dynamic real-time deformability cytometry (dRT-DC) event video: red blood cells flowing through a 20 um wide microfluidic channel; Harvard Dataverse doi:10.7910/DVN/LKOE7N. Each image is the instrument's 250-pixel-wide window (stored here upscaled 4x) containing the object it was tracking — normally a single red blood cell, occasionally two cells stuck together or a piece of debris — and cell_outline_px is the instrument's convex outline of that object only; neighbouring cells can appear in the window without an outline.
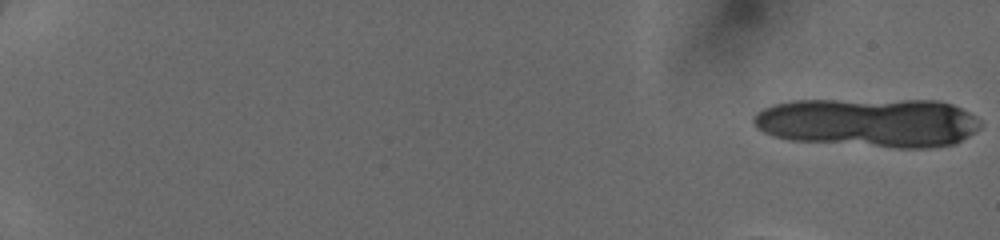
{"species": "human", "species_latin": "Homo sapiens", "temperature_condition": "cold", "stored_images_in_passage": 18, "camera_frame_rate_fps": 3000, "um_per_image_px": 0.085, "donor": {"sex": "female"}, "frame": {"image": 1, "passage_image": 1, "time_ms": 0.0, "image_size_px": [1000, 240], "cell_outline_px": [[984, 124], [980, 128], [956, 144], [932, 148], [896, 148], [792, 140], [772, 136], [756, 128], [752, 120], [752, 116], [756, 112], [772, 104], [792, 100], [936, 100], [952, 104], [976, 116]], "centroid_in_image_um": [73.86, 10.42], "position_along_channel_um": 11.1, "area_um2": 65.66}}